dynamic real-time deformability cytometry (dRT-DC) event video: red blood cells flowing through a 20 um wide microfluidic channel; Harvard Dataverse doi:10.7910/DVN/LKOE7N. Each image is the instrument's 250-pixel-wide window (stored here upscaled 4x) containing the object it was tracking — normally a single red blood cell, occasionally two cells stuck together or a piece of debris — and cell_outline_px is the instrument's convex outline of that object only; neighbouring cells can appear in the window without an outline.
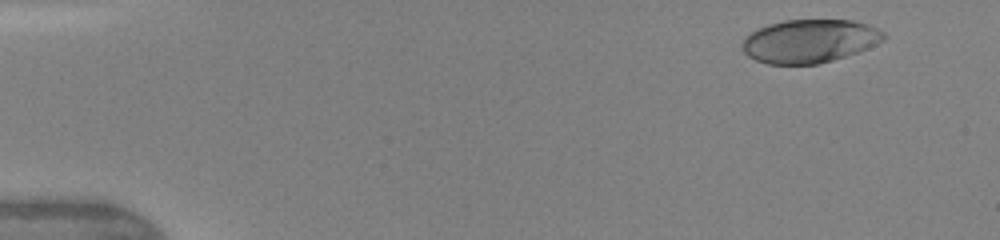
{"species": "human", "species_latin": "Homo sapiens", "temperature_condition": "warm", "stored_images_in_passage": 8, "camera_frame_rate_fps": 3000, "um_per_image_px": 0.085, "donor": {"sex": "female"}, "frame": {"image": 1, "passage_image": 2, "time_ms": 1.0, "image_size_px": [1000, 240], "cell_outline_px": [[888, 36], [884, 40], [856, 52], [820, 64], [768, 64], [756, 60], [748, 56], [744, 52], [744, 40], [752, 32], [768, 24], [784, 20], [852, 20], [868, 24], [884, 32]], "centroid_in_image_um": [68.84, 3.49], "position_along_channel_um": 16.2, "area_um2": 35.37}}
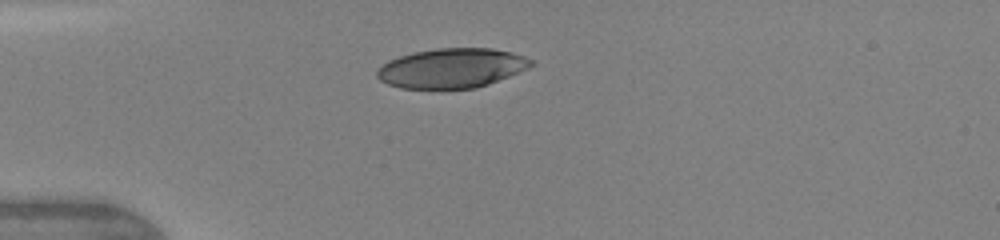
{"frame": {"image": 2, "passage_image": 6, "time_ms": 4.0, "image_size_px": [1000, 240], "cell_outline_px": [[536, 64], [528, 68], [488, 84], [476, 88], [400, 88], [388, 84], [380, 80], [376, 76], [376, 72], [388, 60], [400, 56], [416, 52], [436, 48], [492, 48], [512, 52], [536, 60]], "centroid_in_image_um": [38.43, 5.78], "position_along_channel_um": 46.6, "area_um2": 35.43}}